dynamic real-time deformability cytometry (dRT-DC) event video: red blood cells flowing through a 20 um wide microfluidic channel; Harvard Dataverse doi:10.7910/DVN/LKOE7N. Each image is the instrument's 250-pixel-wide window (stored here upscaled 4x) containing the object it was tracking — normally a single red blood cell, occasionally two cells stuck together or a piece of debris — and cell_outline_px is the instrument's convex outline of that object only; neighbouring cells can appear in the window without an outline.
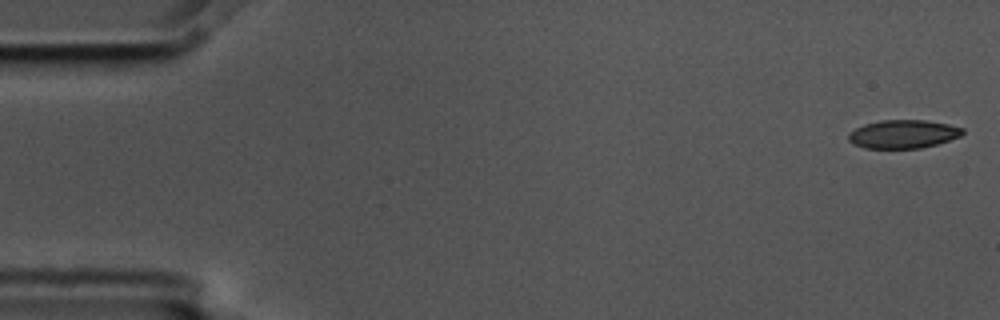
{"species": "common noctule bat (a hibernating species)", "species_latin": "Nyctalus noctula", "temperature_condition": "cold", "stored_images_in_passage": 5, "camera_frame_rate_fps": 3000, "um_per_image_px": 0.085, "animal": {"sex": "male", "body_mass_g": 17.5, "forearm_length_mm": 52.3}, "frame": {"image": 1, "passage_image": 1, "time_ms": 0.0, "image_size_px": [1000, 320], "cell_outline_px": [[964, 132], [960, 136], [936, 144], [920, 148], [864, 148], [852, 144], [848, 140], [848, 132], [864, 124], [880, 120], [924, 120], [948, 124], [964, 128]], "centroid_in_image_um": [76.73, 11.39], "position_along_channel_um": 8.3, "area_um2": 18.9}}
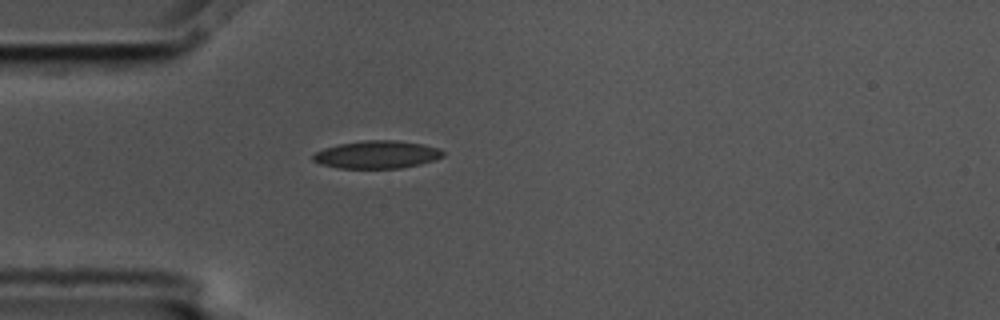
{"frame": {"image": 2, "passage_image": 5, "time_ms": 1.333, "image_size_px": [1000, 320], "cell_outline_px": [[444, 156], [420, 164], [400, 168], [336, 168], [320, 164], [312, 160], [312, 156], [316, 152], [324, 148], [340, 144], [364, 140], [400, 140], [440, 148], [444, 152]], "centroid_in_image_um": [32.02, 13.14], "position_along_channel_um": 53.0, "area_um2": 20.98}}